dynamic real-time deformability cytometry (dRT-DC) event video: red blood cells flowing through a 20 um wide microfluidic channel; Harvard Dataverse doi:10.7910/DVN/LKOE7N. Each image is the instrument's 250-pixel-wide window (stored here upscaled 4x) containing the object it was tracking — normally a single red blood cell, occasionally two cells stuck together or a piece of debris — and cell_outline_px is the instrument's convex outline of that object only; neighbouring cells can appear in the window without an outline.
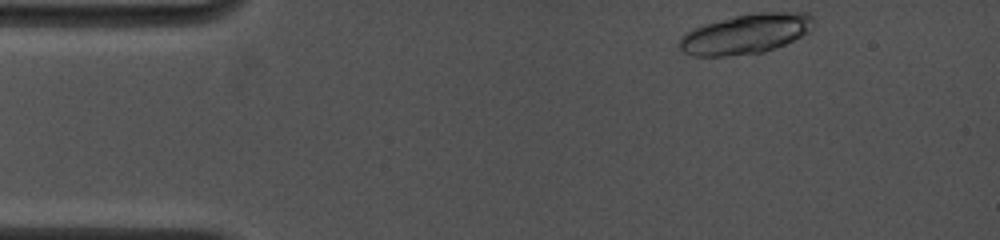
{"species": "common noctule bat (a hibernating species)", "species_latin": "Nyctalus noctula", "temperature_condition": "cold", "stored_images_in_passage": 4, "camera_frame_rate_fps": 4500, "um_per_image_px": 0.085, "animal": {"sex": "female", "body_mass_g": 19.0, "forearm_length_mm": 53.3}, "frame": {"image": 1, "passage_image": 1, "time_ms": 0.0, "image_size_px": [1000, 240], "cell_outline_px": [[816, 24], [808, 32], [784, 44], [764, 52], [728, 56], [692, 56], [684, 52], [680, 48], [680, 36], [704, 24], [736, 16], [756, 12], [808, 12], [812, 16]], "centroid_in_image_um": [63.43, 2.87], "position_along_channel_um": 21.6, "area_um2": 30.98}}